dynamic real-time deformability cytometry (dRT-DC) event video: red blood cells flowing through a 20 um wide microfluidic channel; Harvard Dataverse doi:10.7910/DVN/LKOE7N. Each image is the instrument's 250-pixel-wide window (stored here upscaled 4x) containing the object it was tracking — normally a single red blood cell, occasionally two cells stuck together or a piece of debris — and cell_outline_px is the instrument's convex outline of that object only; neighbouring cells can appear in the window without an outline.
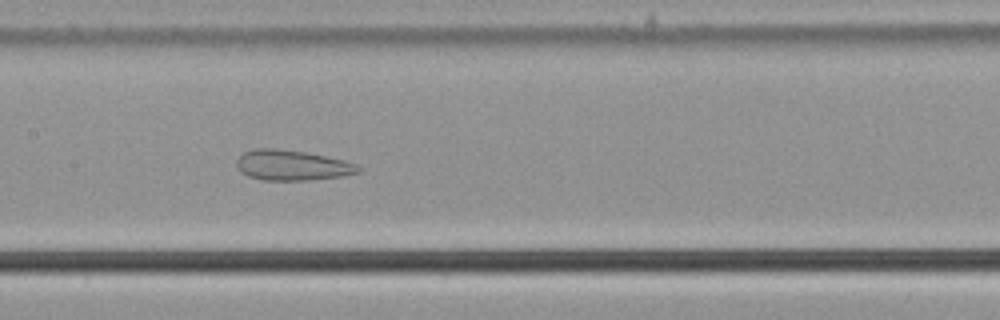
{"species": "common noctule bat (a hibernating species)", "species_latin": "Nyctalus noctula", "temperature_condition": "cold", "stored_images_in_passage": 54, "camera_frame_rate_fps": 3000, "um_per_image_px": 0.085, "animal": {"sex": "male", "body_mass_g": 21.5, "forearm_length_mm": 52.0}, "frame": {"image": 1, "passage_image": 27, "time_ms": 8.667, "image_size_px": [1000, 320], "cell_outline_px": [[360, 172], [344, 176], [308, 180], [264, 180], [248, 176], [240, 172], [236, 164], [236, 160], [244, 152], [256, 148], [276, 148], [304, 152], [344, 160], [356, 164], [360, 168]], "centroid_in_image_um": [24.81, 14.05], "position_along_channel_um": 182.6, "area_um2": 21.44}}
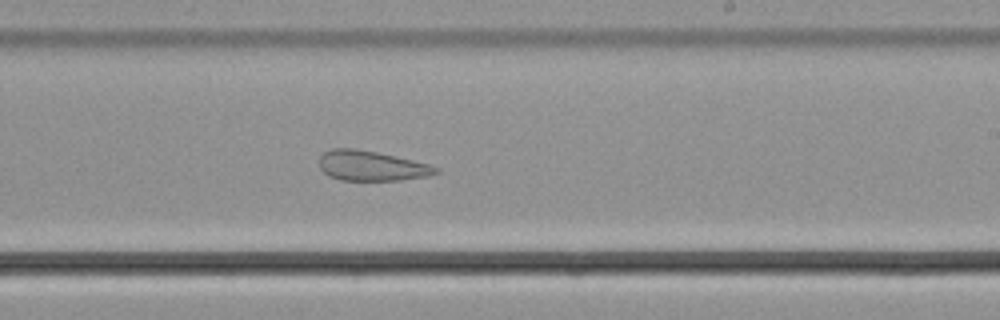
{"frame": {"image": 2, "passage_image": 33, "time_ms": 10.667, "image_size_px": [1000, 320], "cell_outline_px": [[440, 172], [428, 176], [400, 180], [340, 180], [328, 176], [320, 168], [320, 156], [324, 152], [332, 148], [356, 148], [376, 152], [412, 160], [428, 164], [440, 168]], "centroid_in_image_um": [31.57, 14.1], "position_along_channel_um": 257.4, "area_um2": 20.35}}
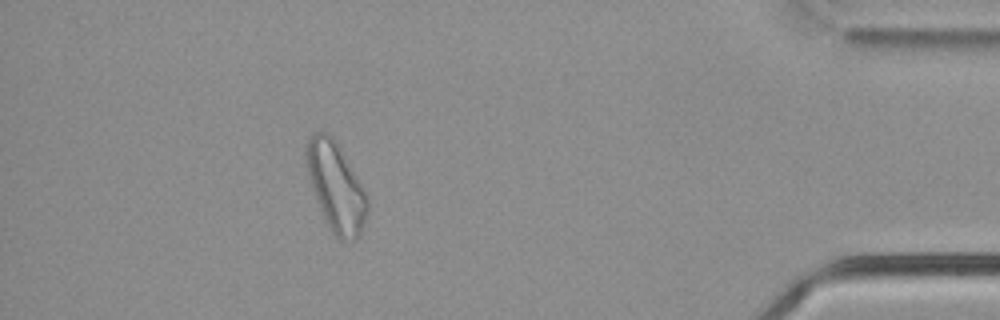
{"frame": {"image": 3, "passage_image": 49, "time_ms": 16.0, "image_size_px": [1000, 320], "cell_outline_px": [[368, 208], [364, 224], [360, 236], [356, 240], [340, 240], [332, 232], [324, 220], [316, 200], [308, 172], [304, 152], [304, 148], [308, 140], [316, 132], [324, 132], [332, 136], [336, 140], [364, 188], [368, 196]], "centroid_in_image_um": [28.56, 15.9], "position_along_channel_um": 406.6, "area_um2": 31.67}, "authors_computed_cell_mechanics": {"area_um2": 29.3624, "velocity_mm_per_s": 3.7534, "shape_relaxation_time_tau1_ms": null, "shape_relaxation_time_tau2_ms": 1.8028, "deformation_change_tau1": null, "deformation_change_tau2": 0.1064}}